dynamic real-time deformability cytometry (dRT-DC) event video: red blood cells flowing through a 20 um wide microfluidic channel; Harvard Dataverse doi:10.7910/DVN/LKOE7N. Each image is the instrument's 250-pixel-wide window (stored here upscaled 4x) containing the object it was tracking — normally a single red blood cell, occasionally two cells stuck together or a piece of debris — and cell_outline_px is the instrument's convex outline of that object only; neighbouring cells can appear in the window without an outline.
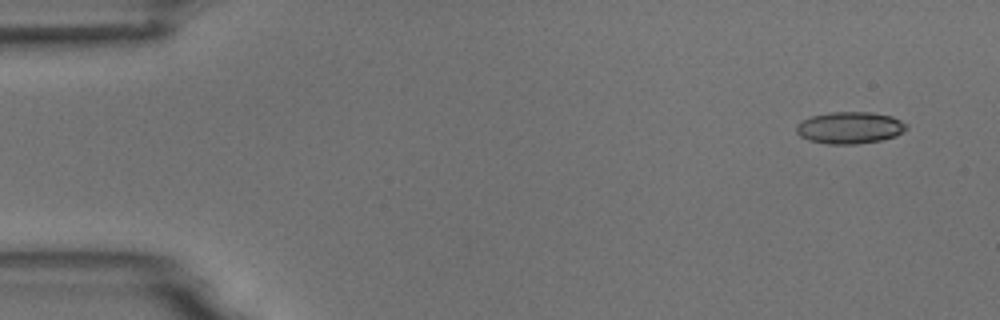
{"species": "common noctule bat (a hibernating species)", "species_latin": "Nyctalus noctula", "temperature_condition": "room temperature", "stored_images_in_passage": 4, "camera_frame_rate_fps": 3000, "um_per_image_px": 0.085, "animal": {"sex": "male", "body_mass_g": 18.8}, "frame": {"image": 1, "passage_image": 1, "time_ms": 0.0, "image_size_px": [1000, 320], "cell_outline_px": [[908, 128], [896, 136], [880, 140], [856, 144], [828, 144], [808, 140], [800, 136], [796, 132], [796, 124], [800, 120], [812, 116], [828, 112], [872, 112], [892, 116], [908, 124]], "centroid_in_image_um": [72.22, 10.85], "position_along_channel_um": 12.8, "area_um2": 20.63}}
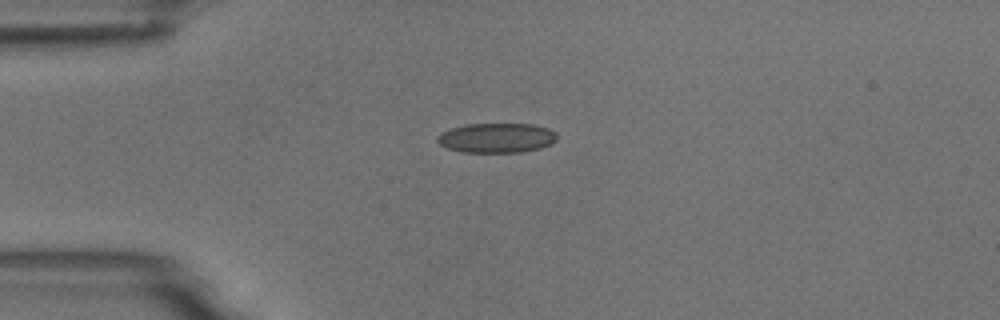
{"frame": {"image": 2, "passage_image": 4, "time_ms": 3.333, "image_size_px": [1000, 320], "cell_outline_px": [[556, 140], [552, 144], [540, 148], [520, 152], [460, 152], [448, 148], [440, 144], [436, 140], [436, 136], [440, 132], [452, 128], [468, 124], [532, 124], [548, 128], [556, 132]], "centroid_in_image_um": [42.2, 11.72], "position_along_channel_um": 42.8, "area_um2": 20.75}}